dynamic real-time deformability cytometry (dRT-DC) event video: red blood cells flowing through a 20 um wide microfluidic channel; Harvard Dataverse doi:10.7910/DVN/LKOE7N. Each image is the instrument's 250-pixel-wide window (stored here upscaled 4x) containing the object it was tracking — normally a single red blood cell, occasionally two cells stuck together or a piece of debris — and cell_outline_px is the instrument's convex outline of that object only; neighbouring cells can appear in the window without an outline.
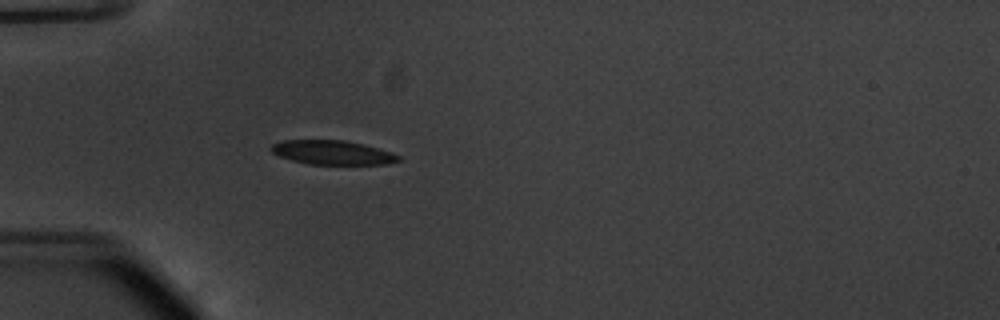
{"species": "common noctule bat (a hibernating species)", "species_latin": "Nyctalus noctula", "temperature_condition": "warm", "stored_images_in_passage": 38, "camera_frame_rate_fps": 3000, "um_per_image_px": 0.085, "animal": {"sex": "male", "body_mass_g": 20.1, "forearm_length_mm": 53.5}, "frame": {"image": 1, "passage_image": 1, "time_ms": 0.0, "image_size_px": [1000, 320], "cell_outline_px": [[400, 160], [388, 164], [308, 164], [292, 160], [280, 156], [272, 152], [268, 148], [272, 144], [284, 140], [344, 140], [364, 144], [400, 156]], "centroid_in_image_um": [28.21, 12.96], "position_along_channel_um": 56.8, "area_um2": 17.74}}
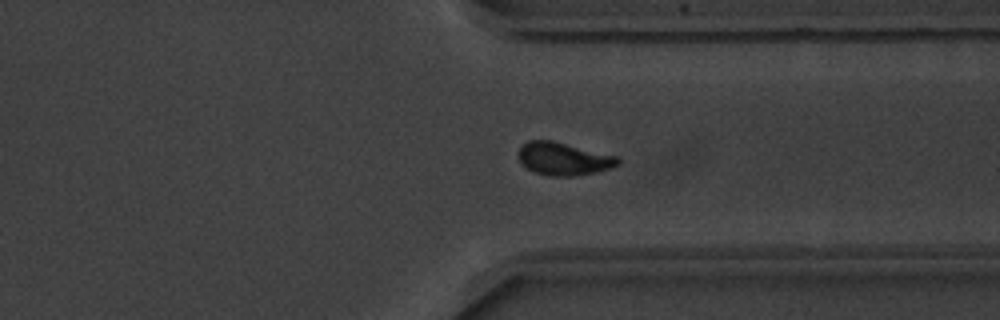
{"frame": {"image": 2, "passage_image": 26, "time_ms": 8.333, "image_size_px": [1000, 320], "cell_outline_px": [[620, 164], [612, 168], [572, 176], [548, 176], [536, 172], [528, 168], [520, 160], [520, 148], [528, 140], [552, 140], [616, 156], [620, 160]], "centroid_in_image_um": [47.93, 13.49], "position_along_channel_um": 363.5, "area_um2": 18.61}}
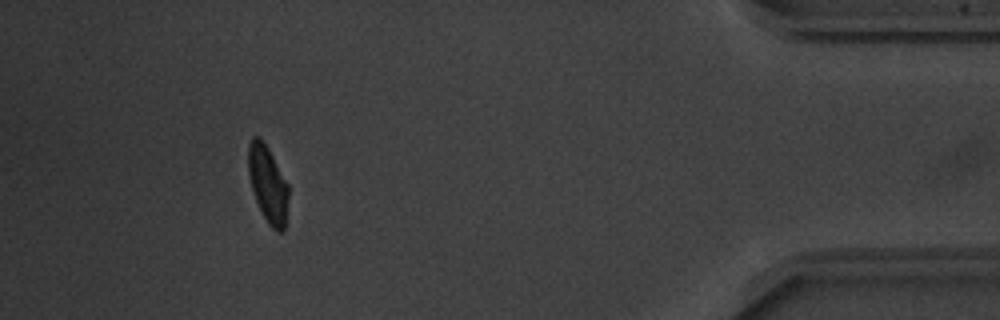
{"frame": {"image": 3, "passage_image": 34, "time_ms": 11.0, "image_size_px": [1000, 320], "cell_outline_px": [[288, 196], [284, 232], [276, 232], [268, 224], [256, 200], [252, 188], [248, 172], [248, 144], [252, 136], [260, 136], [268, 148], [288, 184]], "centroid_in_image_um": [22.76, 15.63], "position_along_channel_um": 412.4, "area_um2": 17.86}, "authors_computed_cell_mechanics": {"area_um2": 18.8139, "velocity_mm_per_s": 3.7795, "shape_relaxation_time_tau1_ms": 3.1696, "shape_relaxation_time_tau2_ms": 1.4542, "deformation_change_tau1": 0.1383, "deformation_change_tau2": 0.066}}